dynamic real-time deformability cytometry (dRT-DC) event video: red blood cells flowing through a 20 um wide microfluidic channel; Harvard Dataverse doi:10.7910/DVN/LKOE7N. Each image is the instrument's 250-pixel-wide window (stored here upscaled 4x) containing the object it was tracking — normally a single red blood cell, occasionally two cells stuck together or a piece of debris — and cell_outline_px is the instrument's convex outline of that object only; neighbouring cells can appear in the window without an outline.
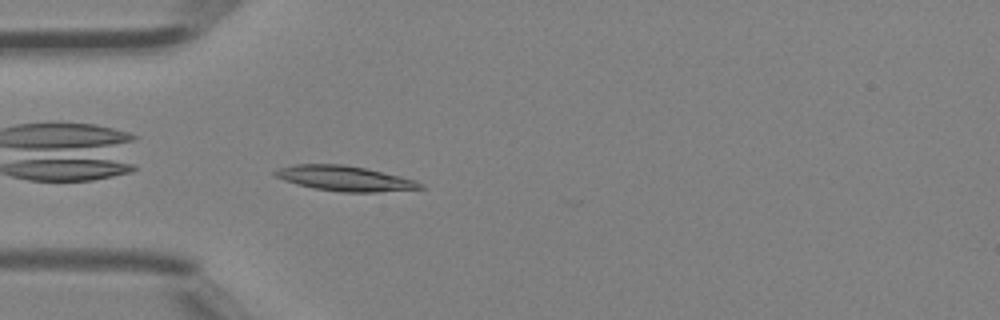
{"species": "Egyptian fruit bat (a non-hibernating species)", "species_latin": "Rousettus aegyptiacus", "temperature_condition": "room temperature", "stored_images_in_passage": 4, "camera_frame_rate_fps": 3000, "um_per_image_px": 0.085, "animal": {"sex": "female"}, "frame": {"image": 1, "passage_image": 4, "time_ms": 1.0, "image_size_px": [1000, 320], "cell_outline_px": [[424, 188], [376, 192], [340, 192], [316, 188], [296, 184], [284, 180], [276, 176], [272, 172], [280, 168], [296, 164], [344, 164], [364, 168], [400, 176], [416, 180], [424, 184]], "centroid_in_image_um": [29.32, 15.16], "position_along_channel_um": 55.7, "area_um2": 21.04}}